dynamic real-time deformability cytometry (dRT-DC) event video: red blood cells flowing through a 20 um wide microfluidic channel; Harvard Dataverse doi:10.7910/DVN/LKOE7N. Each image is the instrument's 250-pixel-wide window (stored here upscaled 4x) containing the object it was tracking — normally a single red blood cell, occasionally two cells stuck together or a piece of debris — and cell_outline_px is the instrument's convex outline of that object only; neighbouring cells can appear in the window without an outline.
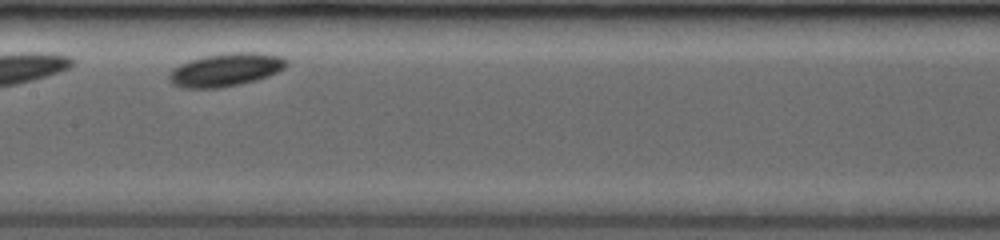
{"species": "common noctule bat (a hibernating species)", "species_latin": "Nyctalus noctula", "temperature_condition": "room temperature", "stored_images_in_passage": 24, "camera_frame_rate_fps": 3500, "um_per_image_px": 0.085, "animal": {"sex": "female", "body_mass_g": 19.0, "forearm_length_mm": 53.3}, "frame": {"image": 1, "passage_image": 23, "time_ms": 3.429, "image_size_px": [1000, 240], "cell_outline_px": [[288, 64], [284, 68], [268, 76], [256, 80], [240, 84], [216, 88], [180, 88], [172, 84], [168, 80], [168, 76], [180, 64], [188, 60], [204, 56], [232, 52], [252, 52], [280, 56], [288, 60]], "centroid_in_image_um": [19.18, 5.93], "position_along_channel_um": 188.2, "area_um2": 22.54}}